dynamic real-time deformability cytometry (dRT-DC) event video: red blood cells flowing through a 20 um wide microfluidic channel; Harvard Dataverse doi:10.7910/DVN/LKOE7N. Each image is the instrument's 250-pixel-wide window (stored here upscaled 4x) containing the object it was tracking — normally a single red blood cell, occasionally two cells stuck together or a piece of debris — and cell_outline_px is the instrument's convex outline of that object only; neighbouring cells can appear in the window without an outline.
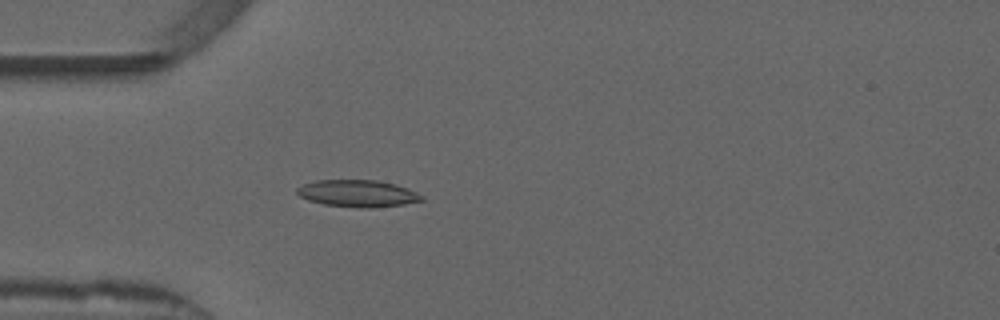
{"species": "common noctule bat (a hibernating species)", "species_latin": "Nyctalus noctula", "temperature_condition": "warm", "stored_images_in_passage": 53, "camera_frame_rate_fps": 3000, "um_per_image_px": 0.085, "animal": {"sex": "male", "forearm_length_mm": 52.5}, "frame": {"image": 1, "passage_image": 16, "time_ms": 5.0, "image_size_px": [1000, 320], "cell_outline_px": [[424, 200], [404, 204], [372, 208], [360, 208], [324, 204], [308, 200], [300, 196], [296, 192], [296, 188], [304, 184], [316, 180], [376, 180], [396, 184], [408, 188], [424, 196]], "centroid_in_image_um": [30.42, 16.44], "position_along_channel_um": 54.6, "area_um2": 19.65}}
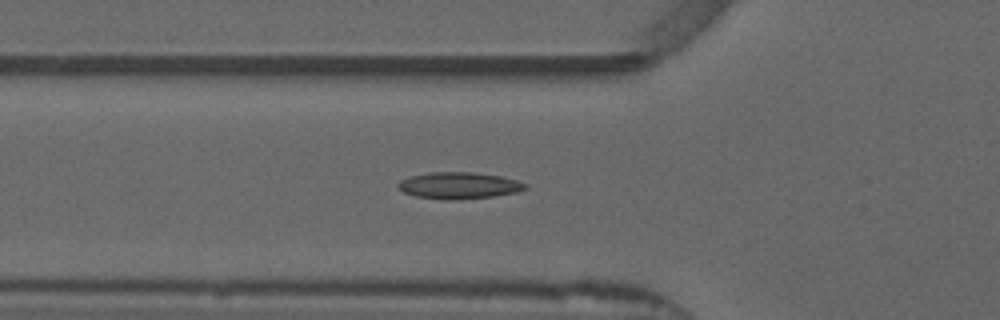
{"frame": {"image": 2, "passage_image": 19, "time_ms": 6.0, "image_size_px": [1000, 320], "cell_outline_px": [[528, 188], [516, 192], [492, 196], [456, 200], [444, 200], [416, 196], [404, 192], [396, 188], [396, 184], [400, 180], [408, 176], [428, 172], [472, 172], [500, 176], [516, 180], [528, 184]], "centroid_in_image_um": [38.96, 15.76], "position_along_channel_um": 86.8, "area_um2": 19.88}}
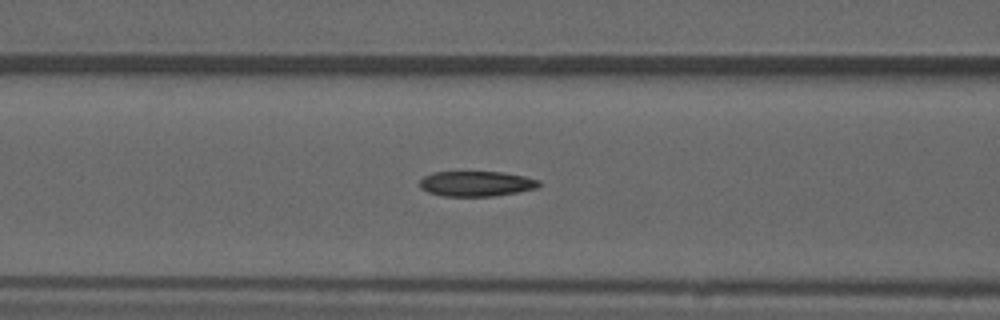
{"frame": {"image": 3, "passage_image": 22, "time_ms": 7.0, "image_size_px": [1000, 320], "cell_outline_px": [[540, 184], [536, 188], [516, 192], [492, 196], [444, 196], [428, 192], [420, 188], [420, 180], [424, 176], [432, 172], [504, 172], [524, 176], [540, 180]], "centroid_in_image_um": [40.47, 15.61], "position_along_channel_um": 126.1, "area_um2": 17.46}, "authors_computed_cell_mechanics": {"area_um2": 18.0914, "velocity_mm_per_s": 3.8695, "shape_relaxation_time_tau1_ms": null, "shape_relaxation_time_tau2_ms": 3.553, "deformation_change_tau1": null, "deformation_change_tau2": 0.1194}}